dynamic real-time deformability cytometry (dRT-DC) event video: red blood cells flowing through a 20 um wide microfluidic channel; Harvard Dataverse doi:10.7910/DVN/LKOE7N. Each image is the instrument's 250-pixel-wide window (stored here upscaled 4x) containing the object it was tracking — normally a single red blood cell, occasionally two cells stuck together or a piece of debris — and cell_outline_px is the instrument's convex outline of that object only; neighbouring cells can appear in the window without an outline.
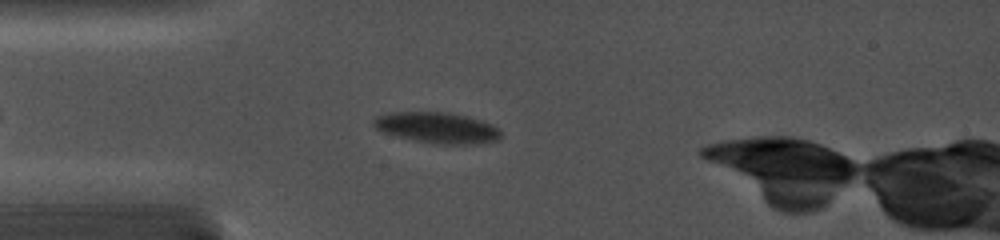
{"species": "common noctule bat (a hibernating species)", "species_latin": "Nyctalus noctula", "temperature_condition": "cold", "stored_images_in_passage": 3, "camera_frame_rate_fps": 5000, "um_per_image_px": 0.085, "animal": {"sex": "female", "body_mass_g": 19.0, "forearm_length_mm": 56.7}, "frame": {"image": 1, "passage_image": 1, "time_ms": 0.0, "image_size_px": [1000, 240], "cell_outline_px": [[500, 140], [480, 144], [432, 144], [412, 140], [396, 136], [384, 132], [376, 128], [372, 124], [372, 120], [376, 116], [388, 112], [448, 112], [468, 116], [492, 124], [500, 128]], "centroid_in_image_um": [37.17, 10.86], "position_along_channel_um": 47.8, "area_um2": 23.29}}
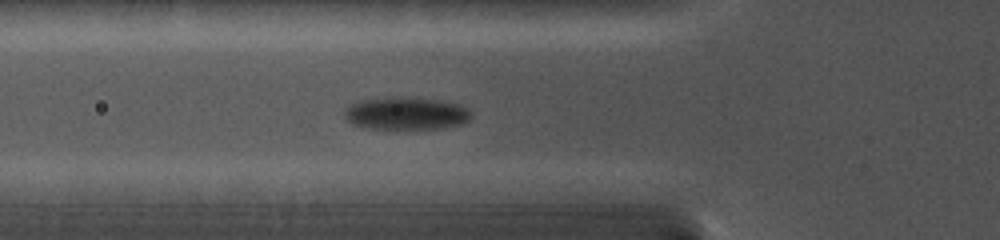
{"frame": {"image": 2, "passage_image": 3, "time_ms": 1.4, "image_size_px": [1000, 240], "cell_outline_px": [[472, 116], [468, 120], [460, 124], [444, 128], [408, 132], [364, 128], [352, 124], [344, 116], [344, 108], [348, 104], [356, 100], [400, 96], [444, 100], [460, 104], [468, 108]], "centroid_in_image_um": [34.48, 9.67], "position_along_channel_um": 91.3, "area_um2": 25.61}}